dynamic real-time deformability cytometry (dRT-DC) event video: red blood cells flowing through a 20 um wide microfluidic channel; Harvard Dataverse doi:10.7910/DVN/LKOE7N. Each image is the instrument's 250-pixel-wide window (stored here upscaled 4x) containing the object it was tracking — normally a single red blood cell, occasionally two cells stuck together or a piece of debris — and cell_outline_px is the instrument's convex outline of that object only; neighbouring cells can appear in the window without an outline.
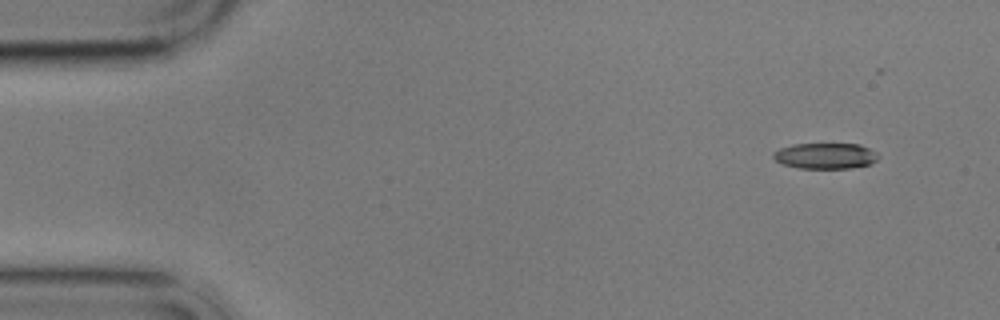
{"species": "common noctule bat (a hibernating species)", "species_latin": "Nyctalus noctula", "temperature_condition": "cold", "stored_images_in_passage": 10, "camera_frame_rate_fps": 3000, "um_per_image_px": 0.085, "animal": {"sex": "male", "body_mass_g": 17.9}, "frame": {"image": 1, "passage_image": 1, "time_ms": 0.0, "image_size_px": [1000, 320], "cell_outline_px": [[880, 156], [876, 160], [868, 164], [848, 168], [800, 168], [784, 164], [776, 160], [772, 156], [772, 152], [780, 148], [792, 144], [860, 144], [876, 152]], "centroid_in_image_um": [70.14, 13.24], "position_along_channel_um": 14.9, "area_um2": 15.66}}
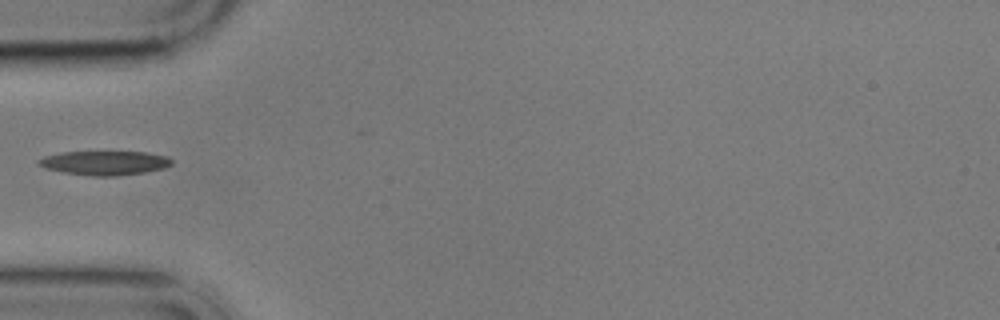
{"frame": {"image": 2, "passage_image": 5, "time_ms": 4.667, "image_size_px": [1000, 320], "cell_outline_px": [[172, 164], [164, 168], [144, 172], [116, 176], [92, 176], [64, 172], [44, 168], [36, 164], [36, 160], [44, 156], [64, 152], [144, 152], [168, 156], [172, 160]], "centroid_in_image_um": [8.87, 13.85], "position_along_channel_um": 76.1, "area_um2": 18.73}}
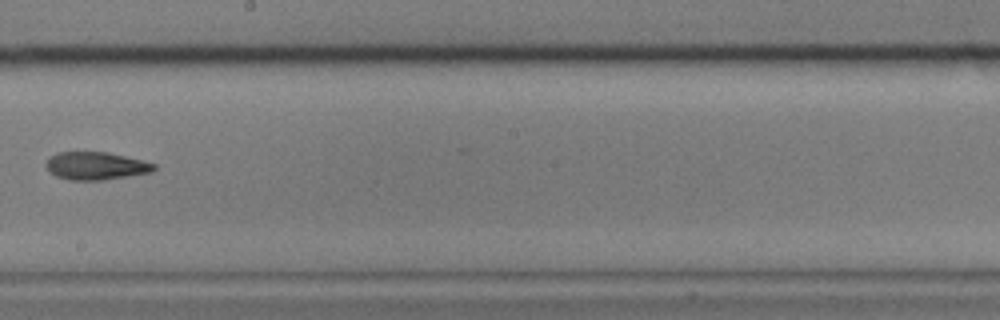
{"frame": {"image": 3, "passage_image": 9, "time_ms": 9.333, "image_size_px": [1000, 320], "cell_outline_px": [[156, 168], [152, 172], [100, 180], [68, 180], [56, 176], [44, 164], [56, 152], [108, 152], [156, 164]], "centroid_in_image_um": [8.14, 14.09], "position_along_channel_um": 240.1, "area_um2": 17.22}}